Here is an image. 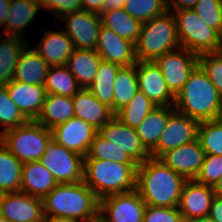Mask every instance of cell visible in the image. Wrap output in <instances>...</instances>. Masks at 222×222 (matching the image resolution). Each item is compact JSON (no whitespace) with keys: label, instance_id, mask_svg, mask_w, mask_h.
<instances>
[{"label":"cell","instance_id":"obj_2","mask_svg":"<svg viewBox=\"0 0 222 222\" xmlns=\"http://www.w3.org/2000/svg\"><path fill=\"white\" fill-rule=\"evenodd\" d=\"M174 107L199 123L219 119L222 96L199 64L176 94Z\"/></svg>","mask_w":222,"mask_h":222},{"label":"cell","instance_id":"obj_37","mask_svg":"<svg viewBox=\"0 0 222 222\" xmlns=\"http://www.w3.org/2000/svg\"><path fill=\"white\" fill-rule=\"evenodd\" d=\"M125 11L142 23L163 15L168 9L162 0H126Z\"/></svg>","mask_w":222,"mask_h":222},{"label":"cell","instance_id":"obj_44","mask_svg":"<svg viewBox=\"0 0 222 222\" xmlns=\"http://www.w3.org/2000/svg\"><path fill=\"white\" fill-rule=\"evenodd\" d=\"M39 6L51 11L57 17L82 10V0H38Z\"/></svg>","mask_w":222,"mask_h":222},{"label":"cell","instance_id":"obj_34","mask_svg":"<svg viewBox=\"0 0 222 222\" xmlns=\"http://www.w3.org/2000/svg\"><path fill=\"white\" fill-rule=\"evenodd\" d=\"M114 113L123 106L127 105L130 100L139 91L136 64L131 66H122L114 81Z\"/></svg>","mask_w":222,"mask_h":222},{"label":"cell","instance_id":"obj_27","mask_svg":"<svg viewBox=\"0 0 222 222\" xmlns=\"http://www.w3.org/2000/svg\"><path fill=\"white\" fill-rule=\"evenodd\" d=\"M101 61L96 50L75 48L73 54L68 58L66 66L82 88H89Z\"/></svg>","mask_w":222,"mask_h":222},{"label":"cell","instance_id":"obj_15","mask_svg":"<svg viewBox=\"0 0 222 222\" xmlns=\"http://www.w3.org/2000/svg\"><path fill=\"white\" fill-rule=\"evenodd\" d=\"M51 131L58 144L83 157L87 155L91 142L98 133L97 129L77 117L55 126Z\"/></svg>","mask_w":222,"mask_h":222},{"label":"cell","instance_id":"obj_57","mask_svg":"<svg viewBox=\"0 0 222 222\" xmlns=\"http://www.w3.org/2000/svg\"><path fill=\"white\" fill-rule=\"evenodd\" d=\"M219 120H221V121H222V110H221V113H220Z\"/></svg>","mask_w":222,"mask_h":222},{"label":"cell","instance_id":"obj_40","mask_svg":"<svg viewBox=\"0 0 222 222\" xmlns=\"http://www.w3.org/2000/svg\"><path fill=\"white\" fill-rule=\"evenodd\" d=\"M198 64L222 96V52L216 51L198 55Z\"/></svg>","mask_w":222,"mask_h":222},{"label":"cell","instance_id":"obj_50","mask_svg":"<svg viewBox=\"0 0 222 222\" xmlns=\"http://www.w3.org/2000/svg\"><path fill=\"white\" fill-rule=\"evenodd\" d=\"M42 222H76L63 217H56L51 215H44Z\"/></svg>","mask_w":222,"mask_h":222},{"label":"cell","instance_id":"obj_46","mask_svg":"<svg viewBox=\"0 0 222 222\" xmlns=\"http://www.w3.org/2000/svg\"><path fill=\"white\" fill-rule=\"evenodd\" d=\"M198 0H171L167 4L168 10L190 9L195 6Z\"/></svg>","mask_w":222,"mask_h":222},{"label":"cell","instance_id":"obj_23","mask_svg":"<svg viewBox=\"0 0 222 222\" xmlns=\"http://www.w3.org/2000/svg\"><path fill=\"white\" fill-rule=\"evenodd\" d=\"M57 185L52 173L40 161L22 165L21 192L43 199Z\"/></svg>","mask_w":222,"mask_h":222},{"label":"cell","instance_id":"obj_7","mask_svg":"<svg viewBox=\"0 0 222 222\" xmlns=\"http://www.w3.org/2000/svg\"><path fill=\"white\" fill-rule=\"evenodd\" d=\"M169 11L176 18L180 47L196 55L218 51L220 33L202 21L193 8Z\"/></svg>","mask_w":222,"mask_h":222},{"label":"cell","instance_id":"obj_17","mask_svg":"<svg viewBox=\"0 0 222 222\" xmlns=\"http://www.w3.org/2000/svg\"><path fill=\"white\" fill-rule=\"evenodd\" d=\"M2 218L8 222H42L43 200L21 191L4 193Z\"/></svg>","mask_w":222,"mask_h":222},{"label":"cell","instance_id":"obj_52","mask_svg":"<svg viewBox=\"0 0 222 222\" xmlns=\"http://www.w3.org/2000/svg\"><path fill=\"white\" fill-rule=\"evenodd\" d=\"M187 222H215V221L208 215V216L193 218Z\"/></svg>","mask_w":222,"mask_h":222},{"label":"cell","instance_id":"obj_28","mask_svg":"<svg viewBox=\"0 0 222 222\" xmlns=\"http://www.w3.org/2000/svg\"><path fill=\"white\" fill-rule=\"evenodd\" d=\"M40 8L38 0H11L4 34L22 37L25 27L30 26Z\"/></svg>","mask_w":222,"mask_h":222},{"label":"cell","instance_id":"obj_21","mask_svg":"<svg viewBox=\"0 0 222 222\" xmlns=\"http://www.w3.org/2000/svg\"><path fill=\"white\" fill-rule=\"evenodd\" d=\"M72 101L75 117L84 120L97 130L115 116L111 107L101 103L88 88H82L77 92Z\"/></svg>","mask_w":222,"mask_h":222},{"label":"cell","instance_id":"obj_10","mask_svg":"<svg viewBox=\"0 0 222 222\" xmlns=\"http://www.w3.org/2000/svg\"><path fill=\"white\" fill-rule=\"evenodd\" d=\"M154 62L161 69L168 88L176 96L198 65V55L179 47L163 54Z\"/></svg>","mask_w":222,"mask_h":222},{"label":"cell","instance_id":"obj_8","mask_svg":"<svg viewBox=\"0 0 222 222\" xmlns=\"http://www.w3.org/2000/svg\"><path fill=\"white\" fill-rule=\"evenodd\" d=\"M40 162L58 184L78 183L84 179V157L57 143L51 137Z\"/></svg>","mask_w":222,"mask_h":222},{"label":"cell","instance_id":"obj_6","mask_svg":"<svg viewBox=\"0 0 222 222\" xmlns=\"http://www.w3.org/2000/svg\"><path fill=\"white\" fill-rule=\"evenodd\" d=\"M51 137L52 131L35 120L0 132V141L23 164L40 161Z\"/></svg>","mask_w":222,"mask_h":222},{"label":"cell","instance_id":"obj_12","mask_svg":"<svg viewBox=\"0 0 222 222\" xmlns=\"http://www.w3.org/2000/svg\"><path fill=\"white\" fill-rule=\"evenodd\" d=\"M66 22L63 31L72 40L75 48L96 50L99 31L102 26L101 16L94 12L78 10L60 17Z\"/></svg>","mask_w":222,"mask_h":222},{"label":"cell","instance_id":"obj_43","mask_svg":"<svg viewBox=\"0 0 222 222\" xmlns=\"http://www.w3.org/2000/svg\"><path fill=\"white\" fill-rule=\"evenodd\" d=\"M143 222H184L178 207H154L147 205Z\"/></svg>","mask_w":222,"mask_h":222},{"label":"cell","instance_id":"obj_11","mask_svg":"<svg viewBox=\"0 0 222 222\" xmlns=\"http://www.w3.org/2000/svg\"><path fill=\"white\" fill-rule=\"evenodd\" d=\"M146 203L135 190L112 194L99 200V214L107 222H143Z\"/></svg>","mask_w":222,"mask_h":222},{"label":"cell","instance_id":"obj_26","mask_svg":"<svg viewBox=\"0 0 222 222\" xmlns=\"http://www.w3.org/2000/svg\"><path fill=\"white\" fill-rule=\"evenodd\" d=\"M174 110V106H156L136 128L137 135L149 152L158 144L160 135Z\"/></svg>","mask_w":222,"mask_h":222},{"label":"cell","instance_id":"obj_9","mask_svg":"<svg viewBox=\"0 0 222 222\" xmlns=\"http://www.w3.org/2000/svg\"><path fill=\"white\" fill-rule=\"evenodd\" d=\"M98 133L118 149V163L139 165L151 157L137 135L136 129L126 126L115 116L103 125Z\"/></svg>","mask_w":222,"mask_h":222},{"label":"cell","instance_id":"obj_20","mask_svg":"<svg viewBox=\"0 0 222 222\" xmlns=\"http://www.w3.org/2000/svg\"><path fill=\"white\" fill-rule=\"evenodd\" d=\"M10 99L28 120H36L46 97L44 85H31L11 80L5 85Z\"/></svg>","mask_w":222,"mask_h":222},{"label":"cell","instance_id":"obj_49","mask_svg":"<svg viewBox=\"0 0 222 222\" xmlns=\"http://www.w3.org/2000/svg\"><path fill=\"white\" fill-rule=\"evenodd\" d=\"M11 0H0V25L6 24Z\"/></svg>","mask_w":222,"mask_h":222},{"label":"cell","instance_id":"obj_25","mask_svg":"<svg viewBox=\"0 0 222 222\" xmlns=\"http://www.w3.org/2000/svg\"><path fill=\"white\" fill-rule=\"evenodd\" d=\"M72 117H75L72 97L47 93L35 121L51 130Z\"/></svg>","mask_w":222,"mask_h":222},{"label":"cell","instance_id":"obj_42","mask_svg":"<svg viewBox=\"0 0 222 222\" xmlns=\"http://www.w3.org/2000/svg\"><path fill=\"white\" fill-rule=\"evenodd\" d=\"M84 159H99L118 162V149L113 143L97 133L91 142L89 151Z\"/></svg>","mask_w":222,"mask_h":222},{"label":"cell","instance_id":"obj_1","mask_svg":"<svg viewBox=\"0 0 222 222\" xmlns=\"http://www.w3.org/2000/svg\"><path fill=\"white\" fill-rule=\"evenodd\" d=\"M187 180L158 158L149 157L137 166L136 191L154 207H178Z\"/></svg>","mask_w":222,"mask_h":222},{"label":"cell","instance_id":"obj_18","mask_svg":"<svg viewBox=\"0 0 222 222\" xmlns=\"http://www.w3.org/2000/svg\"><path fill=\"white\" fill-rule=\"evenodd\" d=\"M214 196L212 186L187 180L183 185L178 206L183 221L208 216Z\"/></svg>","mask_w":222,"mask_h":222},{"label":"cell","instance_id":"obj_53","mask_svg":"<svg viewBox=\"0 0 222 222\" xmlns=\"http://www.w3.org/2000/svg\"><path fill=\"white\" fill-rule=\"evenodd\" d=\"M88 222H107V221L105 220V218L102 215H100L98 213L95 217L90 219Z\"/></svg>","mask_w":222,"mask_h":222},{"label":"cell","instance_id":"obj_31","mask_svg":"<svg viewBox=\"0 0 222 222\" xmlns=\"http://www.w3.org/2000/svg\"><path fill=\"white\" fill-rule=\"evenodd\" d=\"M23 38L6 35L0 39V86H5L13 80L19 56L24 47L29 45Z\"/></svg>","mask_w":222,"mask_h":222},{"label":"cell","instance_id":"obj_22","mask_svg":"<svg viewBox=\"0 0 222 222\" xmlns=\"http://www.w3.org/2000/svg\"><path fill=\"white\" fill-rule=\"evenodd\" d=\"M35 50L50 67L62 66L67 64L75 46L61 28V31L47 30Z\"/></svg>","mask_w":222,"mask_h":222},{"label":"cell","instance_id":"obj_55","mask_svg":"<svg viewBox=\"0 0 222 222\" xmlns=\"http://www.w3.org/2000/svg\"><path fill=\"white\" fill-rule=\"evenodd\" d=\"M4 193L0 192V218L2 217V202Z\"/></svg>","mask_w":222,"mask_h":222},{"label":"cell","instance_id":"obj_14","mask_svg":"<svg viewBox=\"0 0 222 222\" xmlns=\"http://www.w3.org/2000/svg\"><path fill=\"white\" fill-rule=\"evenodd\" d=\"M136 72L139 90L156 106H174L175 95L154 61H137Z\"/></svg>","mask_w":222,"mask_h":222},{"label":"cell","instance_id":"obj_30","mask_svg":"<svg viewBox=\"0 0 222 222\" xmlns=\"http://www.w3.org/2000/svg\"><path fill=\"white\" fill-rule=\"evenodd\" d=\"M122 66L102 60L97 74L88 90L101 102L111 107L114 112V81Z\"/></svg>","mask_w":222,"mask_h":222},{"label":"cell","instance_id":"obj_35","mask_svg":"<svg viewBox=\"0 0 222 222\" xmlns=\"http://www.w3.org/2000/svg\"><path fill=\"white\" fill-rule=\"evenodd\" d=\"M155 107L156 105L139 90L127 105L115 113V117L126 126L136 129Z\"/></svg>","mask_w":222,"mask_h":222},{"label":"cell","instance_id":"obj_32","mask_svg":"<svg viewBox=\"0 0 222 222\" xmlns=\"http://www.w3.org/2000/svg\"><path fill=\"white\" fill-rule=\"evenodd\" d=\"M23 163L0 141V192H19Z\"/></svg>","mask_w":222,"mask_h":222},{"label":"cell","instance_id":"obj_33","mask_svg":"<svg viewBox=\"0 0 222 222\" xmlns=\"http://www.w3.org/2000/svg\"><path fill=\"white\" fill-rule=\"evenodd\" d=\"M44 87L46 93L69 97L82 89L66 65L49 67Z\"/></svg>","mask_w":222,"mask_h":222},{"label":"cell","instance_id":"obj_51","mask_svg":"<svg viewBox=\"0 0 222 222\" xmlns=\"http://www.w3.org/2000/svg\"><path fill=\"white\" fill-rule=\"evenodd\" d=\"M214 195L222 197V177L213 186Z\"/></svg>","mask_w":222,"mask_h":222},{"label":"cell","instance_id":"obj_39","mask_svg":"<svg viewBox=\"0 0 222 222\" xmlns=\"http://www.w3.org/2000/svg\"><path fill=\"white\" fill-rule=\"evenodd\" d=\"M196 14L208 26L216 29L219 33L222 29V1L221 0H198L193 7Z\"/></svg>","mask_w":222,"mask_h":222},{"label":"cell","instance_id":"obj_5","mask_svg":"<svg viewBox=\"0 0 222 222\" xmlns=\"http://www.w3.org/2000/svg\"><path fill=\"white\" fill-rule=\"evenodd\" d=\"M180 47L177 23L172 11L142 24L140 36L135 44L137 61H155L163 54Z\"/></svg>","mask_w":222,"mask_h":222},{"label":"cell","instance_id":"obj_16","mask_svg":"<svg viewBox=\"0 0 222 222\" xmlns=\"http://www.w3.org/2000/svg\"><path fill=\"white\" fill-rule=\"evenodd\" d=\"M205 152L197 139L163 153L158 159L186 180H195L199 174Z\"/></svg>","mask_w":222,"mask_h":222},{"label":"cell","instance_id":"obj_58","mask_svg":"<svg viewBox=\"0 0 222 222\" xmlns=\"http://www.w3.org/2000/svg\"><path fill=\"white\" fill-rule=\"evenodd\" d=\"M163 2H165L166 4H168L169 0H162Z\"/></svg>","mask_w":222,"mask_h":222},{"label":"cell","instance_id":"obj_4","mask_svg":"<svg viewBox=\"0 0 222 222\" xmlns=\"http://www.w3.org/2000/svg\"><path fill=\"white\" fill-rule=\"evenodd\" d=\"M136 163H118L99 159H84L83 182L101 198L136 190Z\"/></svg>","mask_w":222,"mask_h":222},{"label":"cell","instance_id":"obj_38","mask_svg":"<svg viewBox=\"0 0 222 222\" xmlns=\"http://www.w3.org/2000/svg\"><path fill=\"white\" fill-rule=\"evenodd\" d=\"M29 120L22 114L16 104L10 99L5 86H0V126L2 132L16 128Z\"/></svg>","mask_w":222,"mask_h":222},{"label":"cell","instance_id":"obj_56","mask_svg":"<svg viewBox=\"0 0 222 222\" xmlns=\"http://www.w3.org/2000/svg\"><path fill=\"white\" fill-rule=\"evenodd\" d=\"M0 222H8L5 218H0Z\"/></svg>","mask_w":222,"mask_h":222},{"label":"cell","instance_id":"obj_54","mask_svg":"<svg viewBox=\"0 0 222 222\" xmlns=\"http://www.w3.org/2000/svg\"><path fill=\"white\" fill-rule=\"evenodd\" d=\"M219 52H222V29L221 32L219 34V48H218Z\"/></svg>","mask_w":222,"mask_h":222},{"label":"cell","instance_id":"obj_41","mask_svg":"<svg viewBox=\"0 0 222 222\" xmlns=\"http://www.w3.org/2000/svg\"><path fill=\"white\" fill-rule=\"evenodd\" d=\"M222 177V156L205 155L201 170L195 181L207 186H214Z\"/></svg>","mask_w":222,"mask_h":222},{"label":"cell","instance_id":"obj_48","mask_svg":"<svg viewBox=\"0 0 222 222\" xmlns=\"http://www.w3.org/2000/svg\"><path fill=\"white\" fill-rule=\"evenodd\" d=\"M126 0H103V6L101 8V14L103 12H109L115 9L124 8Z\"/></svg>","mask_w":222,"mask_h":222},{"label":"cell","instance_id":"obj_45","mask_svg":"<svg viewBox=\"0 0 222 222\" xmlns=\"http://www.w3.org/2000/svg\"><path fill=\"white\" fill-rule=\"evenodd\" d=\"M209 216L215 222H222V197L215 195L209 212Z\"/></svg>","mask_w":222,"mask_h":222},{"label":"cell","instance_id":"obj_3","mask_svg":"<svg viewBox=\"0 0 222 222\" xmlns=\"http://www.w3.org/2000/svg\"><path fill=\"white\" fill-rule=\"evenodd\" d=\"M42 200L44 215L88 222L99 213V199L83 181L58 184Z\"/></svg>","mask_w":222,"mask_h":222},{"label":"cell","instance_id":"obj_36","mask_svg":"<svg viewBox=\"0 0 222 222\" xmlns=\"http://www.w3.org/2000/svg\"><path fill=\"white\" fill-rule=\"evenodd\" d=\"M198 140L205 155L222 156V121L219 119L200 122Z\"/></svg>","mask_w":222,"mask_h":222},{"label":"cell","instance_id":"obj_24","mask_svg":"<svg viewBox=\"0 0 222 222\" xmlns=\"http://www.w3.org/2000/svg\"><path fill=\"white\" fill-rule=\"evenodd\" d=\"M27 48L26 45L19 56L13 80L31 85H44L50 66L35 49Z\"/></svg>","mask_w":222,"mask_h":222},{"label":"cell","instance_id":"obj_13","mask_svg":"<svg viewBox=\"0 0 222 222\" xmlns=\"http://www.w3.org/2000/svg\"><path fill=\"white\" fill-rule=\"evenodd\" d=\"M199 122L177 111L170 114L158 144L150 151L153 158L197 139Z\"/></svg>","mask_w":222,"mask_h":222},{"label":"cell","instance_id":"obj_47","mask_svg":"<svg viewBox=\"0 0 222 222\" xmlns=\"http://www.w3.org/2000/svg\"><path fill=\"white\" fill-rule=\"evenodd\" d=\"M103 0H82V10L94 12L101 15Z\"/></svg>","mask_w":222,"mask_h":222},{"label":"cell","instance_id":"obj_29","mask_svg":"<svg viewBox=\"0 0 222 222\" xmlns=\"http://www.w3.org/2000/svg\"><path fill=\"white\" fill-rule=\"evenodd\" d=\"M102 26L113 30L118 36L136 44L139 39L142 22L128 14L124 8L103 12Z\"/></svg>","mask_w":222,"mask_h":222},{"label":"cell","instance_id":"obj_19","mask_svg":"<svg viewBox=\"0 0 222 222\" xmlns=\"http://www.w3.org/2000/svg\"><path fill=\"white\" fill-rule=\"evenodd\" d=\"M96 51L102 60L120 66H131L137 63L135 44L104 26H101L99 31Z\"/></svg>","mask_w":222,"mask_h":222}]
</instances>
